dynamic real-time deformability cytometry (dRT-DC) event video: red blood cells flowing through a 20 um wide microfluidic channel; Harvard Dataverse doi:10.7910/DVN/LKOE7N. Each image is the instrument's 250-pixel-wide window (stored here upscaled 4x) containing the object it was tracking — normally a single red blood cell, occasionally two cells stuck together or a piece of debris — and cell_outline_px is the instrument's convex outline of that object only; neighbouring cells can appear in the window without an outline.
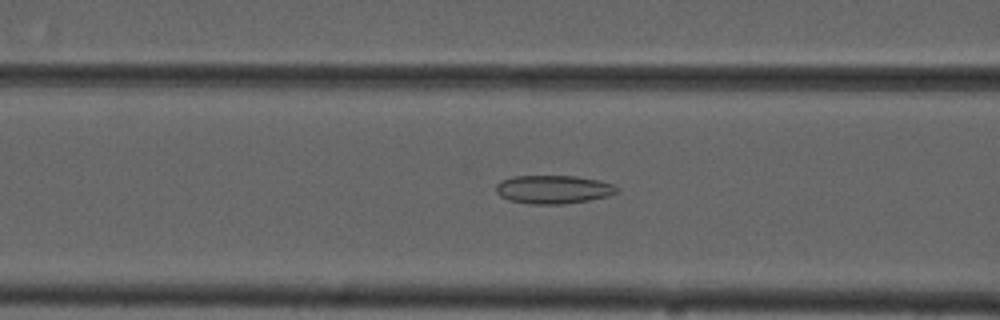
{"species": "common noctule bat (a hibernating species)", "species_latin": "Nyctalus noctula", "temperature_condition": "cold", "stored_images_in_passage": 55, "camera_frame_rate_fps": 3000, "um_per_image_px": 0.085, "animal": {"sex": "male", "forearm_length_mm": 52.5}, "frame": {"image": 1, "passage_image": 22, "time_ms": 7.0, "image_size_px": [1000, 320], "cell_outline_px": [[620, 188], [616, 192], [608, 196], [588, 200], [564, 204], [528, 204], [508, 200], [500, 196], [496, 192], [496, 184], [500, 180], [512, 176], [576, 176], [600, 180], [612, 184]], "centroid_in_image_um": [47.0, 16.1], "position_along_channel_um": 119.6, "area_um2": 20.17}}
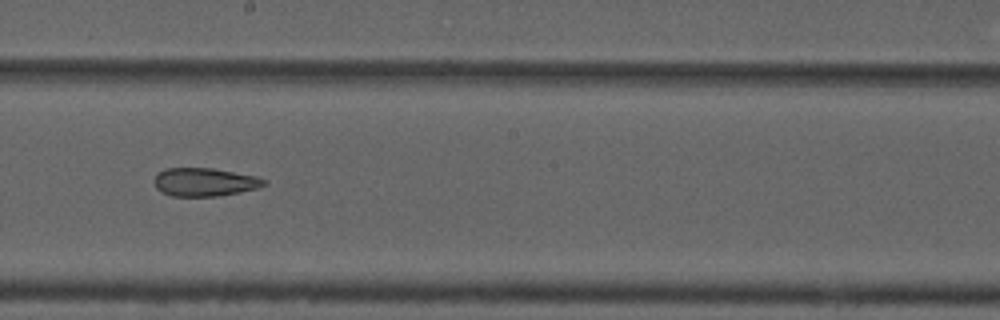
{"frame": {"image": 2, "passage_image": 31, "time_ms": 10.0, "image_size_px": [1000, 320], "cell_outline_px": [[268, 184], [260, 188], [240, 192], [216, 196], [172, 196], [160, 192], [156, 188], [152, 180], [156, 172], [164, 168], [212, 168], [256, 176], [268, 180]], "centroid_in_image_um": [17.37, 15.47], "position_along_channel_um": 230.8, "area_um2": 18.5}}
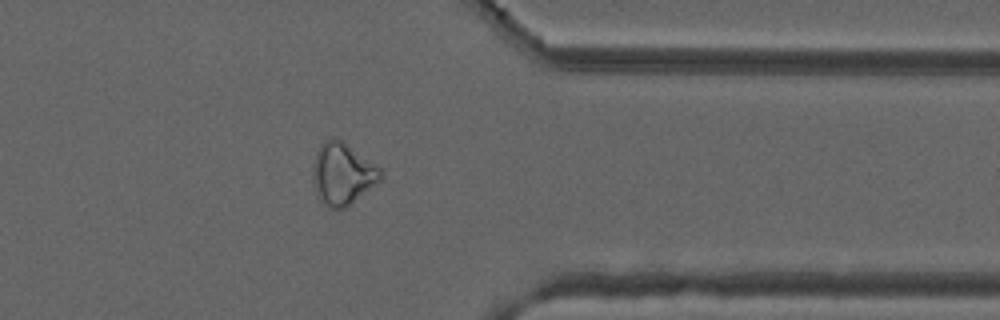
{"frame": {"image": 3, "passage_image": 44, "time_ms": 14.333, "image_size_px": [1000, 320], "cell_outline_px": [[384, 176], [380, 180], [344, 208], [332, 208], [324, 204], [316, 196], [312, 176], [316, 152], [320, 144], [324, 140], [332, 136], [344, 140], [380, 168], [384, 172]], "centroid_in_image_um": [29.1, 14.73], "position_along_channel_um": 382.3, "area_um2": 24.45}, "authors_computed_cell_mechanics": {"area_um2": 23.7558, "velocity_mm_per_s": 3.7087, "shape_relaxation_time_tau1_ms": null, "shape_relaxation_time_tau2_ms": 4.9642, "deformation_change_tau1": null, "deformation_change_tau2": 0.124}}